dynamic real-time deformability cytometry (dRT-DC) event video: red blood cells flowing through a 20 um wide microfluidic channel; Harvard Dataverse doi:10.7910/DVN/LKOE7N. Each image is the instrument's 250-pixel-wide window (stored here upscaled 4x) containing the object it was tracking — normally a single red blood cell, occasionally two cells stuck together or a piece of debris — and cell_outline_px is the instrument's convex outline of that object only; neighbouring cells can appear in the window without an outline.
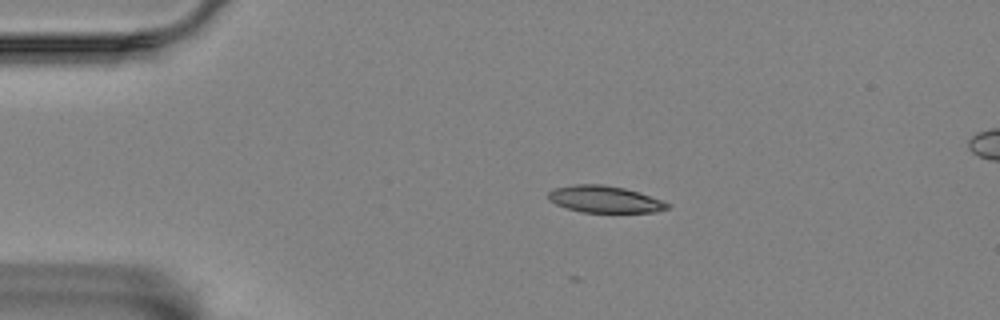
{"species": "Egyptian fruit bat (a non-hibernating species)", "species_latin": "Rousettus aegyptiacus", "temperature_condition": "room temperature", "stored_images_in_passage": 40, "camera_frame_rate_fps": 3000, "um_per_image_px": 0.085, "animal": {"sex": "female"}, "frame": {"image": 1, "passage_image": 1, "time_ms": 0.0, "image_size_px": [1000, 320], "cell_outline_px": [[672, 204], [668, 208], [656, 212], [580, 212], [556, 204], [548, 200], [548, 192], [552, 188], [576, 184], [600, 184], [624, 188], [664, 200]], "centroid_in_image_um": [51.4, 16.93], "position_along_channel_um": 33.6, "area_um2": 18.67}}
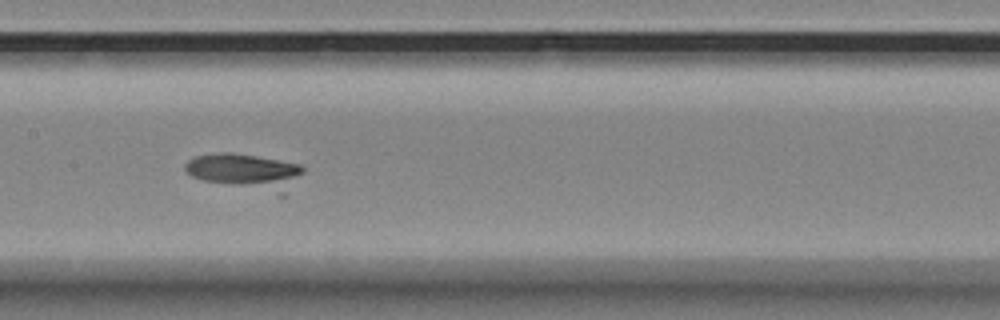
{"frame": {"image": 2, "passage_image": 18, "time_ms": 5.667, "image_size_px": [1000, 320], "cell_outline_px": [[304, 172], [288, 196], [280, 196], [200, 180], [192, 176], [184, 168], [184, 164], [188, 160], [196, 156], [220, 152], [232, 152], [256, 156], [300, 164], [304, 168]], "centroid_in_image_um": [20.94, 14.63], "position_along_channel_um": 186.5, "area_um2": 25.43}}
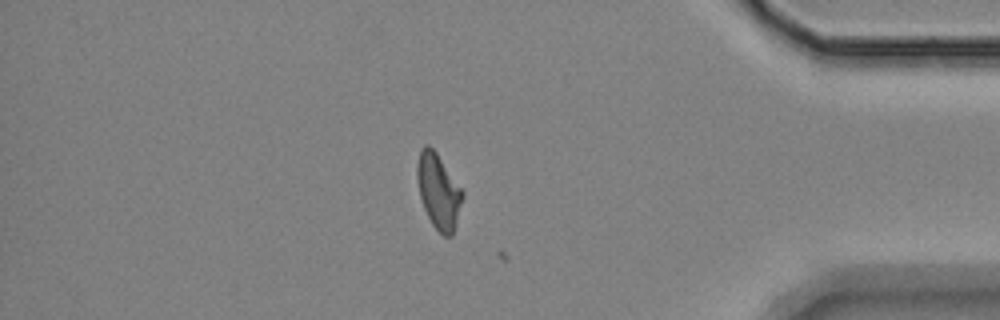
{"frame": {"image": 3, "passage_image": 39, "time_ms": 12.667, "image_size_px": [1000, 320], "cell_outline_px": [[464, 196], [452, 236], [444, 236], [432, 224], [424, 208], [420, 196], [416, 176], [416, 168], [420, 148], [424, 144], [428, 144], [436, 152], [464, 192]], "centroid_in_image_um": [37.26, 16.23], "position_along_channel_um": 397.9, "area_um2": 19.71}}